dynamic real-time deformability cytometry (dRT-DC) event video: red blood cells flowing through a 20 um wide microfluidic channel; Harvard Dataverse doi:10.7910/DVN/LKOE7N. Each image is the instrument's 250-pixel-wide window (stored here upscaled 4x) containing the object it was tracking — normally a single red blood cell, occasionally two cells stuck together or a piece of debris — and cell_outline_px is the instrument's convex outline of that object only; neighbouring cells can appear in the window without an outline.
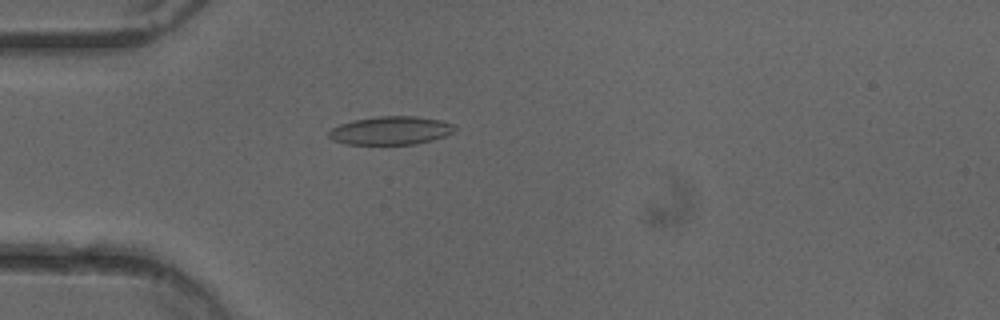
{"species": "common noctule bat (a hibernating species)", "species_latin": "Nyctalus noctula", "temperature_condition": "cold", "stored_images_in_passage": 51, "camera_frame_rate_fps": 3000, "um_per_image_px": 0.085, "animal": {"sex": "female"}, "frame": {"image": 1, "passage_image": 15, "time_ms": 4.667, "image_size_px": [1000, 320], "cell_outline_px": [[456, 128], [452, 132], [444, 136], [432, 140], [416, 144], [344, 144], [332, 140], [328, 136], [328, 132], [332, 128], [340, 124], [352, 120], [376, 116], [416, 116], [440, 120], [452, 124]], "centroid_in_image_um": [33.17, 11.09], "position_along_channel_um": 51.8, "area_um2": 20.81}}
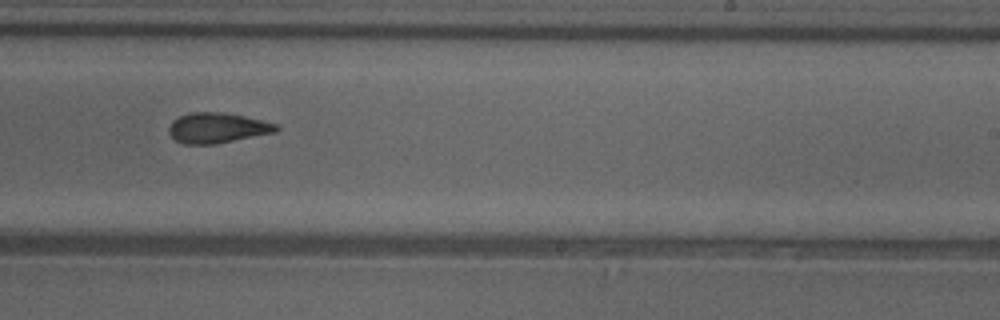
{"frame": {"image": 2, "passage_image": 32, "time_ms": 10.333, "image_size_px": [1000, 320], "cell_outline_px": [[280, 128], [276, 132], [216, 144], [184, 144], [176, 140], [168, 132], [168, 128], [172, 120], [180, 116], [192, 112], [224, 112], [244, 116], [276, 124]], "centroid_in_image_um": [18.45, 10.87], "position_along_channel_um": 270.5, "area_um2": 18.9}}
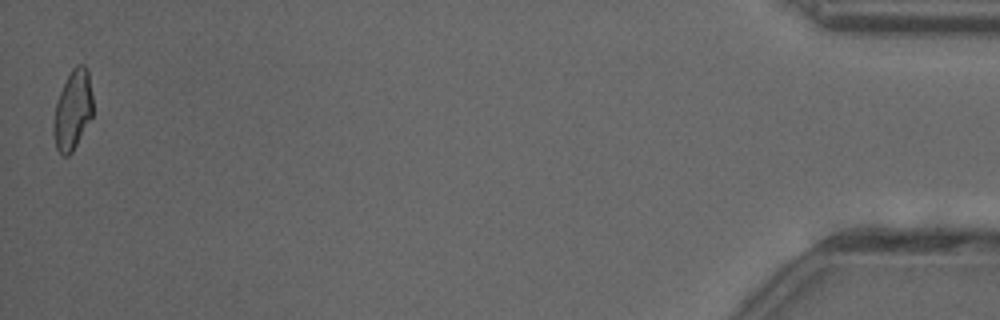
{"frame": {"image": 3, "passage_image": 51, "time_ms": 16.667, "image_size_px": [1000, 320], "cell_outline_px": [[92, 116], [72, 152], [68, 156], [64, 156], [56, 148], [52, 128], [52, 124], [56, 104], [60, 92], [72, 68], [76, 64], [84, 64], [88, 68], [92, 96]], "centroid_in_image_um": [6.18, 9.34], "position_along_channel_um": 429.0, "area_um2": 18.15}, "authors_computed_cell_mechanics": {"area_um2": 19.363, "velocity_mm_per_s": 4.0381, "shape_relaxation_time_tau1_ms": 10.8571, "shape_relaxation_time_tau2_ms": 2.7956, "deformation_change_tau1": 0.2417, "deformation_change_tau2": 0.0906}}